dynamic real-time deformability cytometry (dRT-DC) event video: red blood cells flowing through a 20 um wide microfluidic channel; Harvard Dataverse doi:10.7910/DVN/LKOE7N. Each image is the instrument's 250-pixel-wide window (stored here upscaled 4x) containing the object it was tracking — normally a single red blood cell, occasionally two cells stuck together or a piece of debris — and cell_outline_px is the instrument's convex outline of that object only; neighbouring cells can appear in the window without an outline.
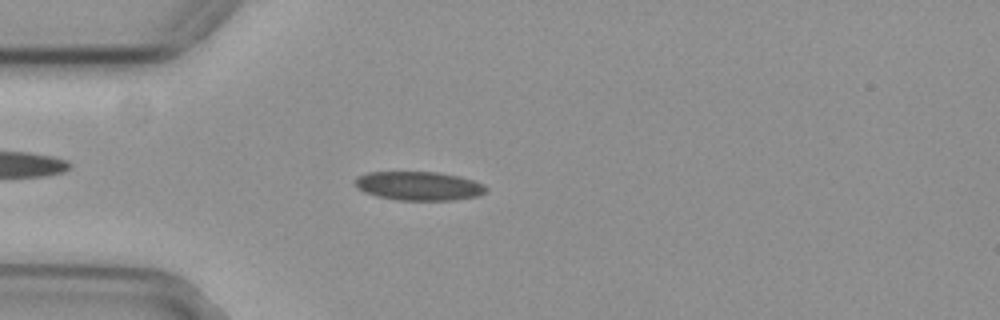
{"species": "common noctule bat (a hibernating species)", "species_latin": "Nyctalus noctula", "temperature_condition": "cold", "stored_images_in_passage": 48, "camera_frame_rate_fps": 3000, "um_per_image_px": 0.085, "animal": {"sex": "female", "body_mass_g": 29.2, "forearm_length_mm": 56.3}, "frame": {"image": 1, "passage_image": 13, "time_ms": 4.0, "image_size_px": [1000, 320], "cell_outline_px": [[488, 188], [484, 192], [476, 196], [452, 200], [396, 200], [376, 196], [364, 192], [356, 188], [356, 176], [368, 172], [436, 172], [460, 176], [484, 184]], "centroid_in_image_um": [35.57, 15.8], "position_along_channel_um": 49.4, "area_um2": 22.02}}
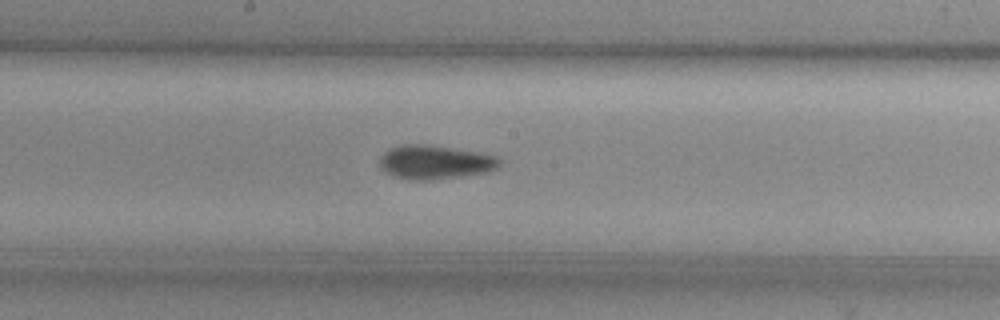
{"frame": {"image": 2, "passage_image": 27, "time_ms": 8.667, "image_size_px": [1000, 320], "cell_outline_px": [[500, 164], [496, 168], [488, 172], [464, 176], [432, 180], [412, 180], [392, 176], [384, 172], [380, 168], [380, 160], [392, 148], [404, 144], [424, 144], [496, 156], [500, 160]], "centroid_in_image_um": [36.96, 13.82], "position_along_channel_um": 211.2, "area_um2": 23.24}}
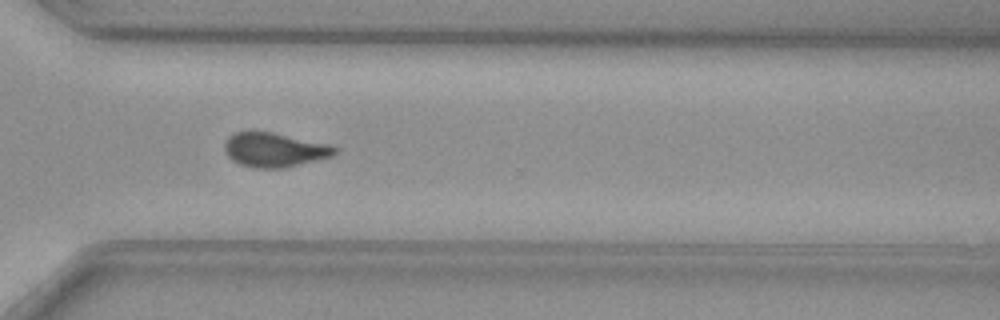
{"frame": {"image": 3, "passage_image": 38, "time_ms": 12.333, "image_size_px": [1000, 320], "cell_outline_px": [[336, 152], [332, 156], [284, 168], [252, 168], [240, 164], [232, 160], [224, 152], [224, 144], [228, 136], [236, 132], [272, 132], [328, 144], [336, 148]], "centroid_in_image_um": [23.28, 12.74], "position_along_channel_um": 347.3, "area_um2": 21.85}, "authors_computed_cell_mechanics": {"area_um2": 22.1085, "velocity_mm_per_s": 3.7214, "shape_relaxation_time_tau1_ms": null, "shape_relaxation_time_tau2_ms": 3.0537, "deformation_change_tau1": null, "deformation_change_tau2": 0.0791}}